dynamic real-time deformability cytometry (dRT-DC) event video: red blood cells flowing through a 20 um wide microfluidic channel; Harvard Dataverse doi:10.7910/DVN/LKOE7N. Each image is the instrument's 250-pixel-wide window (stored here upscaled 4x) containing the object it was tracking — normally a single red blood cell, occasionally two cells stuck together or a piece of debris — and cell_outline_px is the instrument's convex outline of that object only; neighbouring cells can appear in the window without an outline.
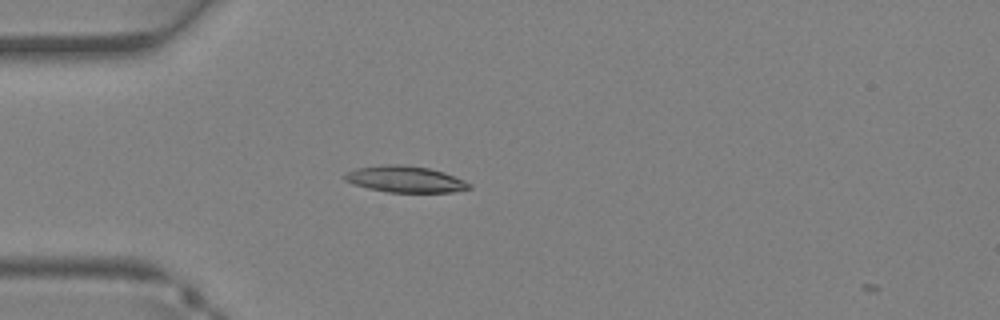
{"species": "Egyptian fruit bat (a non-hibernating species)", "species_latin": "Rousettus aegyptiacus", "temperature_condition": "warm", "stored_images_in_passage": 2, "camera_frame_rate_fps": 3000, "um_per_image_px": 0.085, "animal": {"sex": "female"}, "frame": {"image": 1, "passage_image": 1, "time_ms": 0.0, "image_size_px": [1000, 320], "cell_outline_px": [[472, 188], [452, 192], [388, 192], [368, 188], [344, 180], [344, 176], [348, 172], [356, 168], [384, 164], [400, 164], [428, 168], [444, 172], [464, 180], [472, 184]], "centroid_in_image_um": [34.48, 15.23], "position_along_channel_um": 50.5, "area_um2": 19.02}}